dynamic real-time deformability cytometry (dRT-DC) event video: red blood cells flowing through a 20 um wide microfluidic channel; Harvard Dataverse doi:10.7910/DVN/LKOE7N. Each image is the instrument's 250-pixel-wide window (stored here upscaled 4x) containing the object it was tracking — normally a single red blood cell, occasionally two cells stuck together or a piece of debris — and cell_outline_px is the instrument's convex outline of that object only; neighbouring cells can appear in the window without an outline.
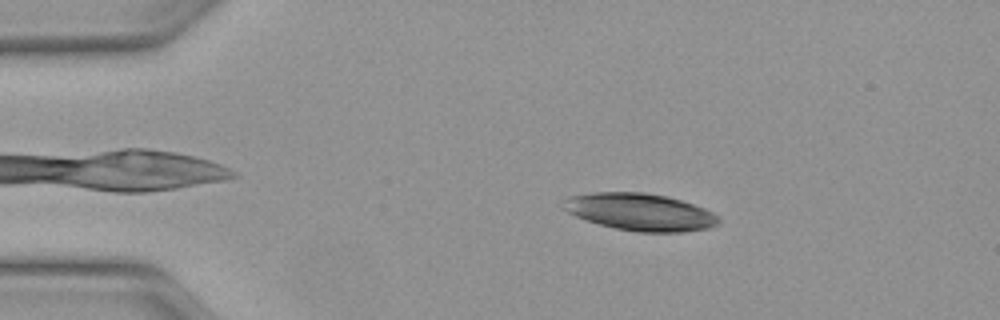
{"species": "Egyptian fruit bat (a non-hibernating species)", "species_latin": "Rousettus aegyptiacus", "temperature_condition": "warm", "stored_images_in_passage": 20, "camera_frame_rate_fps": 3000, "um_per_image_px": 0.085, "animal": {"sex": "female"}, "frame": {"image": 1, "passage_image": 8, "time_ms": 2.333, "image_size_px": [1000, 320], "cell_outline_px": [[720, 220], [716, 224], [708, 228], [684, 232], [636, 232], [616, 228], [600, 224], [576, 216], [568, 212], [564, 208], [564, 200], [568, 196], [596, 192], [644, 192], [668, 196], [704, 208], [712, 212]], "centroid_in_image_um": [54.41, 18.01], "position_along_channel_um": 30.6, "area_um2": 33.41}}